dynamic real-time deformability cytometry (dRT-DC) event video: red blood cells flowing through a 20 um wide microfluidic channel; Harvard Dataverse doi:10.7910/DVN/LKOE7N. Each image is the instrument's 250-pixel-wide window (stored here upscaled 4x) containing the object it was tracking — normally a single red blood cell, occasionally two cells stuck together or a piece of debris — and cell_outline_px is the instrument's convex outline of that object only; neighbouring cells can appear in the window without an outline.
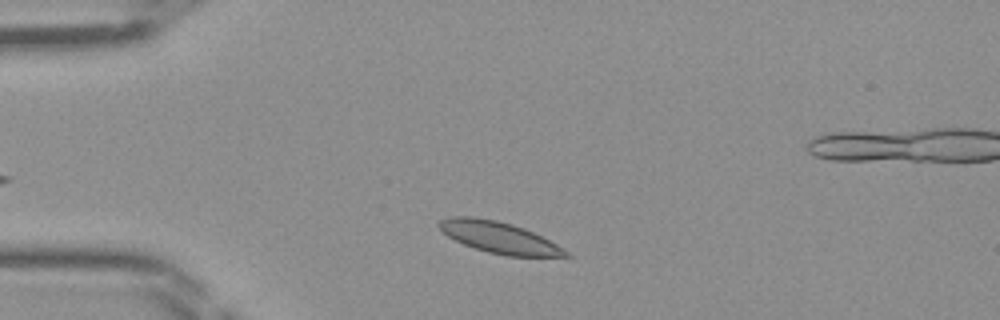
{"species": "Egyptian fruit bat (a non-hibernating species)", "species_latin": "Rousettus aegyptiacus", "temperature_condition": "room temperature", "stored_images_in_passage": 31, "camera_frame_rate_fps": 3000, "um_per_image_px": 0.085, "frame": {"image": 1, "passage_image": 4, "time_ms": 1.0, "image_size_px": [1000, 320], "cell_outline_px": [[572, 256], [508, 256], [488, 252], [464, 244], [448, 236], [436, 224], [440, 220], [452, 216], [472, 216], [496, 220], [512, 224], [524, 228], [556, 244], [568, 252]], "centroid_in_image_um": [42.39, 20.17], "position_along_channel_um": 42.6, "area_um2": 22.77}}
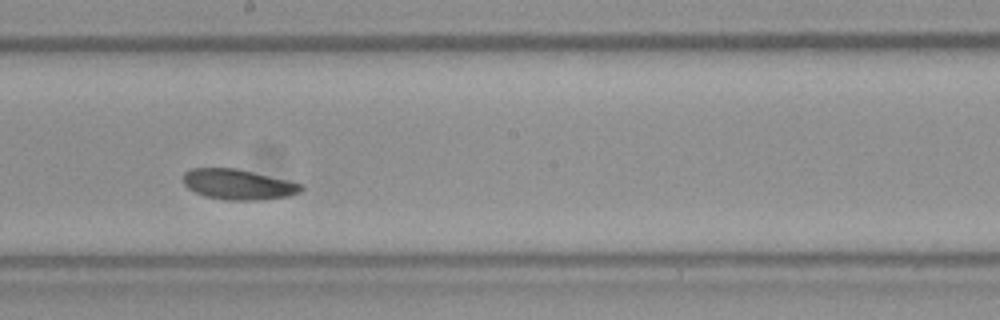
{"frame": {"image": 2, "passage_image": 19, "time_ms": 6.0, "image_size_px": [1000, 320], "cell_outline_px": [[304, 188], [300, 192], [292, 196], [264, 200], [224, 200], [204, 196], [188, 188], [184, 184], [184, 172], [192, 168], [236, 168], [288, 180], [304, 184]], "centroid_in_image_um": [20.3, 15.68], "position_along_channel_um": 227.9, "area_um2": 21.1}}
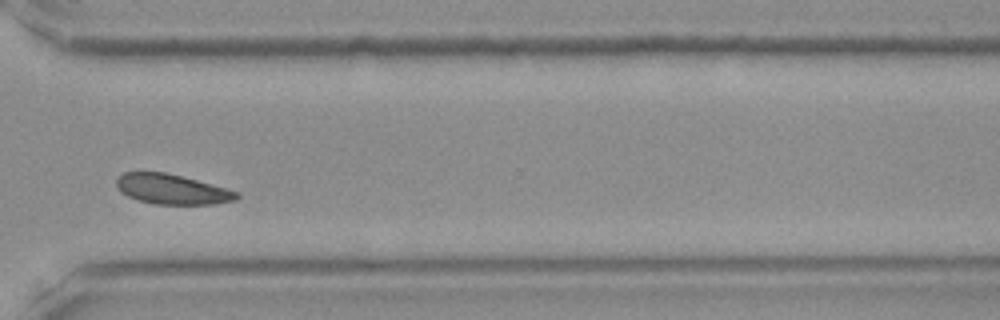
{"frame": {"image": 3, "passage_image": 28, "time_ms": 9.0, "image_size_px": [1000, 320], "cell_outline_px": [[240, 196], [236, 200], [212, 204], [156, 204], [136, 200], [120, 192], [116, 188], [116, 180], [124, 172], [164, 172], [196, 180], [240, 192]], "centroid_in_image_um": [14.6, 16.09], "position_along_channel_um": 356.0, "area_um2": 20.92}}